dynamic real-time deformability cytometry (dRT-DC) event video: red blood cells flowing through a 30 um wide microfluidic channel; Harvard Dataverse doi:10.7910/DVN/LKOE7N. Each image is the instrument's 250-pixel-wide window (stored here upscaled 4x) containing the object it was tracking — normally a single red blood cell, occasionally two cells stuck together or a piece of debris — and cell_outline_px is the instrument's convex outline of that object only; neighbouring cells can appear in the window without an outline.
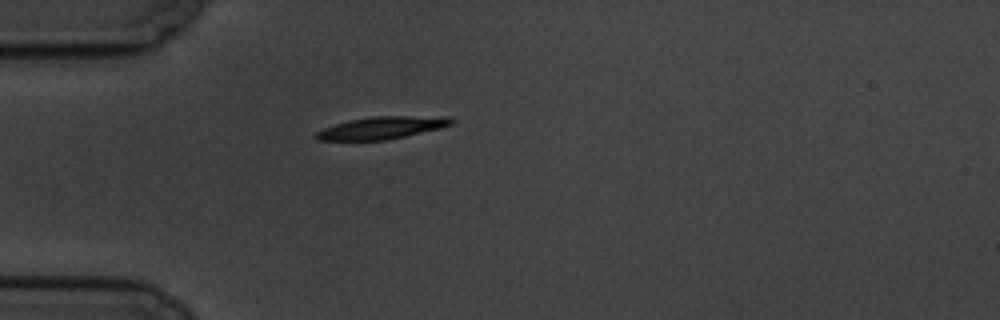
{"species": "common noctule bat (a hibernating species)", "species_latin": "Nyctalus noctula", "temperature_condition": "cold", "stored_images_in_passage": 1, "camera_frame_rate_fps": 3000, "um_per_image_px": 0.085, "animal": {"sex": "male", "body_mass_g": 19.5, "forearm_length_mm": 54.6}, "frame": {"image": 1, "passage_image": 1, "time_ms": 0.0, "image_size_px": [1000, 320], "cell_outline_px": [[456, 120], [452, 124], [440, 128], [388, 140], [316, 140], [312, 136], [316, 132], [324, 128], [348, 120], [372, 116], [448, 116]], "centroid_in_image_um": [32.47, 10.86], "position_along_channel_um": 52.5, "area_um2": 17.74}}